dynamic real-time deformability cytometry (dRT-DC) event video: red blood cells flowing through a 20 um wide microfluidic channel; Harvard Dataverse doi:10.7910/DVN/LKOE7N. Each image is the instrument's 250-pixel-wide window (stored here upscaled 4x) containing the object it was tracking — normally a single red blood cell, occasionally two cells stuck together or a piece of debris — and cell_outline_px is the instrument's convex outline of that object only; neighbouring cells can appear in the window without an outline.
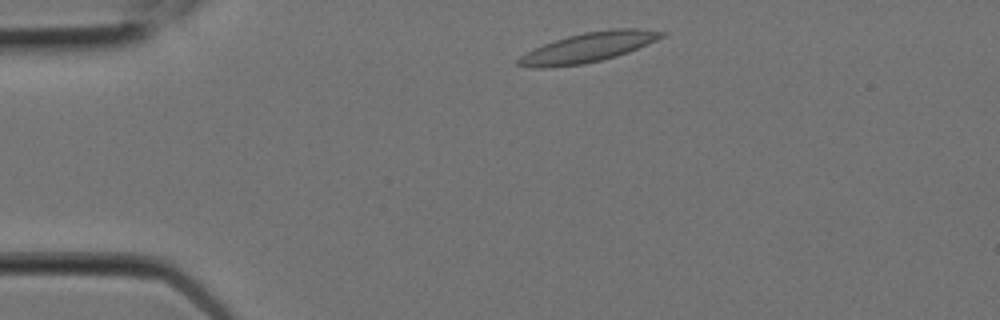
{"species": "Egyptian fruit bat (a non-hibernating species)", "species_latin": "Rousettus aegyptiacus", "temperature_condition": "room temperature", "stored_images_in_passage": 5, "camera_frame_rate_fps": 3000, "um_per_image_px": 0.085, "animal": {"sex": "female"}, "frame": {"image": 1, "passage_image": 1, "time_ms": 0.0, "image_size_px": [1000, 320], "cell_outline_px": [[668, 32], [664, 36], [656, 40], [628, 52], [616, 56], [584, 64], [544, 68], [532, 68], [516, 64], [516, 60], [520, 56], [544, 44], [568, 36], [584, 32], [612, 28], [636, 28]], "centroid_in_image_um": [50.01, 4.02], "position_along_channel_um": 35.0, "area_um2": 24.57}}
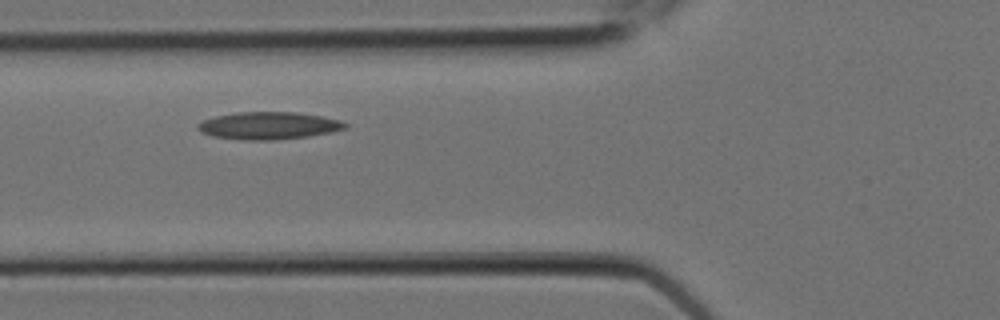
{"frame": {"image": 2, "passage_image": 4, "time_ms": 1.0, "image_size_px": [1000, 320], "cell_outline_px": [[348, 128], [308, 136], [276, 140], [244, 140], [212, 136], [200, 132], [196, 128], [196, 124], [204, 120], [216, 116], [236, 112], [296, 112], [320, 116], [340, 120], [348, 124]], "centroid_in_image_um": [22.8, 10.68], "position_along_channel_um": 103.0, "area_um2": 23.52}}
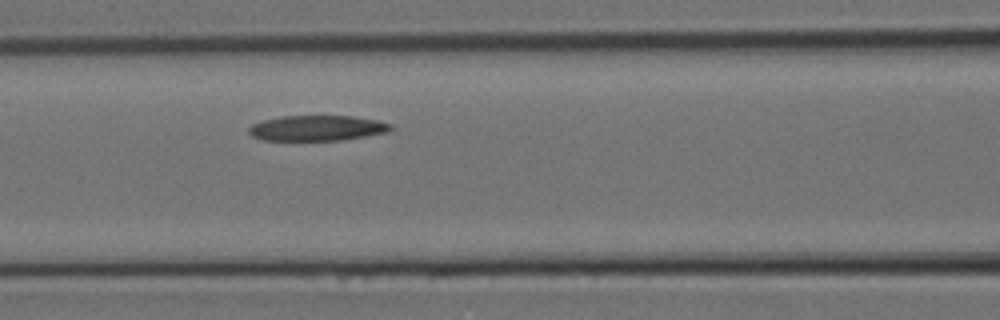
{"frame": {"image": 3, "passage_image": 5, "time_ms": 1.333, "image_size_px": [1000, 320], "cell_outline_px": [[392, 128], [388, 132], [344, 140], [260, 140], [252, 136], [248, 132], [248, 128], [252, 124], [264, 120], [280, 116], [352, 116], [376, 120], [392, 124]], "centroid_in_image_um": [26.94, 10.89], "position_along_channel_um": 139.7, "area_um2": 21.04}}